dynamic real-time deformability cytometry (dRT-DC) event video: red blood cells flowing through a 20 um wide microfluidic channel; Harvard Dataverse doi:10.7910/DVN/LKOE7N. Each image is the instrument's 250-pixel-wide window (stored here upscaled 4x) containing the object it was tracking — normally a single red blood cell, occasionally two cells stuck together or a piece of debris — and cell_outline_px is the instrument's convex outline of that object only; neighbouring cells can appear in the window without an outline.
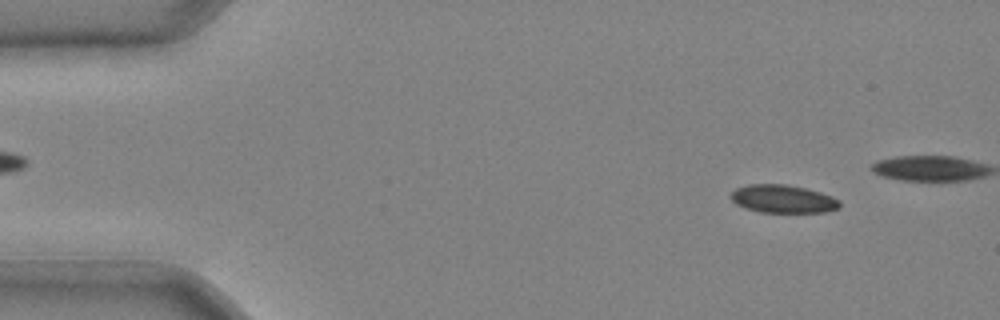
{"species": "common noctule bat (a hibernating species)", "species_latin": "Nyctalus noctula", "temperature_condition": "cold", "stored_images_in_passage": 13, "camera_frame_rate_fps": 3000, "um_per_image_px": 0.085, "animal": {"sex": "male", "body_mass_g": 20.4}, "frame": {"image": 1, "passage_image": 4, "time_ms": 1.0, "image_size_px": [1000, 320], "cell_outline_px": [[840, 208], [828, 212], [760, 212], [744, 208], [736, 204], [728, 196], [736, 188], [748, 184], [788, 184], [820, 192], [832, 196], [840, 200]], "centroid_in_image_um": [66.55, 16.91], "position_along_channel_um": 18.5, "area_um2": 17.98}}